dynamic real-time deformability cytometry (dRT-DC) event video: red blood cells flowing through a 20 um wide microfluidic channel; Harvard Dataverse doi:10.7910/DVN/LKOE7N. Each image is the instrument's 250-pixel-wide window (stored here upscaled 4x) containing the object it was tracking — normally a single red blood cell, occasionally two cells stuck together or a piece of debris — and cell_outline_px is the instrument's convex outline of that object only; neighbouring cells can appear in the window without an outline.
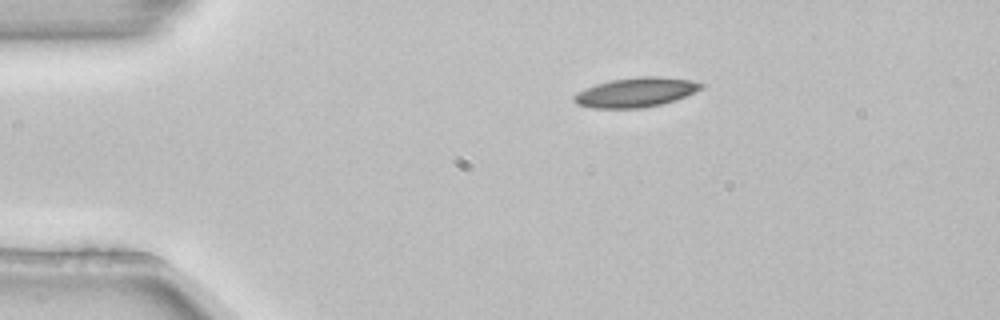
{"species": "common noctule bat (a hibernating species)", "species_latin": "Nyctalus noctula", "temperature_condition": "room temperature", "stored_images_in_passage": 2, "camera_frame_rate_fps": 3000, "um_per_image_px": 0.085, "animal": {"sex": "female", "body_mass_g": 22.7, "forearm_length_mm": 54.2}, "frame": {"image": 1, "passage_image": 1, "time_ms": 0.0, "image_size_px": [1000, 320], "cell_outline_px": [[704, 88], [684, 96], [660, 104], [640, 108], [592, 108], [576, 104], [572, 100], [572, 96], [576, 92], [584, 88], [596, 84], [612, 80], [636, 76], [660, 76], [692, 80], [704, 84]], "centroid_in_image_um": [54.0, 7.83], "position_along_channel_um": 31.0, "area_um2": 21.91}}